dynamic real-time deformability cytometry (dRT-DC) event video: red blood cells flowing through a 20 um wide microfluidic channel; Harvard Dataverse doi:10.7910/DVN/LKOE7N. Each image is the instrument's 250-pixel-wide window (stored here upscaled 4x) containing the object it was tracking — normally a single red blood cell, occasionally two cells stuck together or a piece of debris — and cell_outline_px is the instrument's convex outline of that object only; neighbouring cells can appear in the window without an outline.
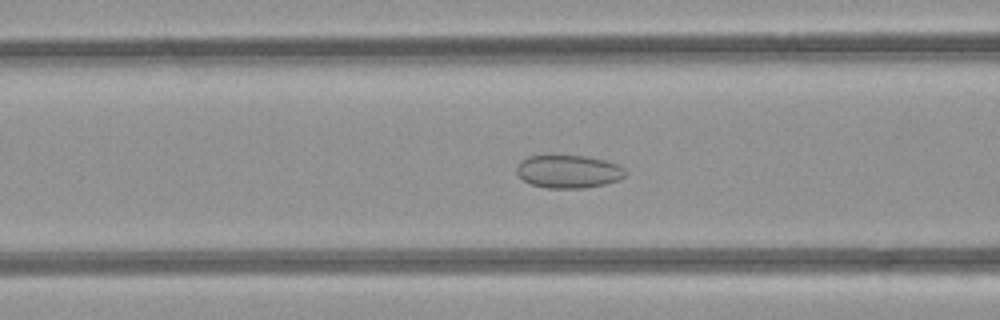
{"species": "common noctule bat (a hibernating species)", "species_latin": "Nyctalus noctula", "temperature_condition": "room temperature", "stored_images_in_passage": 47, "camera_frame_rate_fps": 3000, "um_per_image_px": 0.085, "animal": {"sex": "female", "body_mass_g": 21.9}, "frame": {"image": 1, "passage_image": 16, "time_ms": 5.0, "image_size_px": [1000, 320], "cell_outline_px": [[628, 172], [620, 180], [604, 184], [584, 188], [548, 188], [532, 184], [524, 180], [516, 172], [516, 168], [520, 160], [528, 156], [584, 156], [604, 160], [616, 164], [624, 168]], "centroid_in_image_um": [48.33, 14.58], "position_along_channel_um": 118.3, "area_um2": 20.81}}
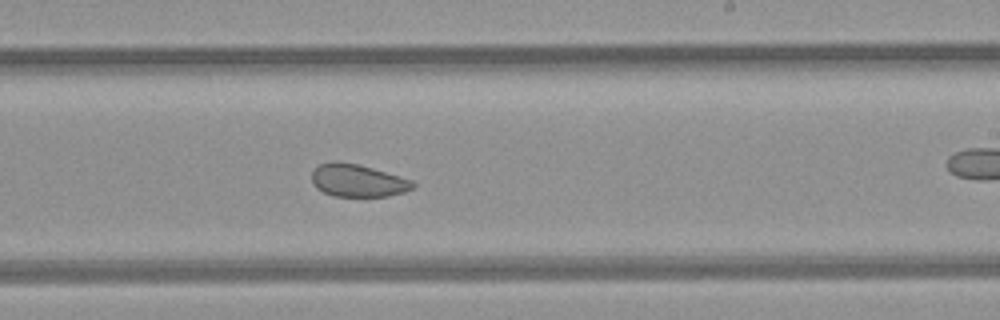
{"frame": {"image": 2, "passage_image": 26, "time_ms": 8.333, "image_size_px": [1000, 320], "cell_outline_px": [[416, 184], [412, 188], [404, 192], [388, 196], [332, 196], [316, 188], [312, 184], [312, 172], [320, 164], [332, 160], [336, 160], [356, 164], [372, 168], [412, 180]], "centroid_in_image_um": [30.37, 15.34], "position_along_channel_um": 258.6, "area_um2": 19.13}}
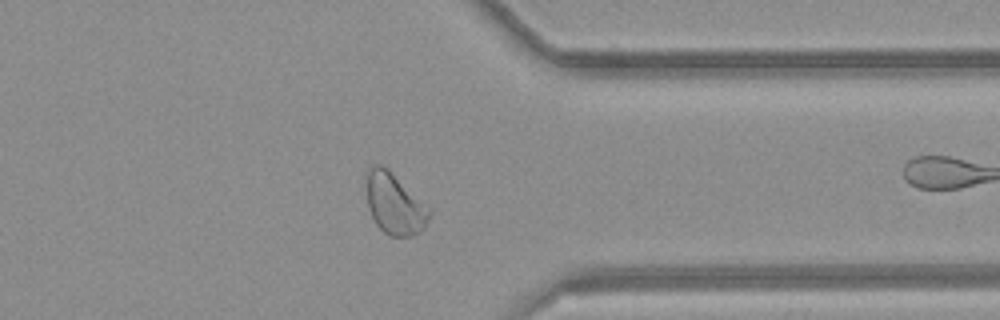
{"frame": {"image": 3, "passage_image": 35, "time_ms": 11.333, "image_size_px": [1000, 320], "cell_outline_px": [[432, 212], [424, 228], [420, 232], [412, 236], [392, 236], [384, 232], [376, 224], [368, 208], [368, 168], [372, 164], [380, 164], [432, 208]], "centroid_in_image_um": [33.58, 17.37], "position_along_channel_um": 377.8, "area_um2": 22.02}, "authors_computed_cell_mechanics": {"area_um2": 23.0044, "velocity_mm_per_s": 4.2061, "shape_relaxation_time_tau1_ms": null, "shape_relaxation_time_tau2_ms": 1.6402, "deformation_change_tau1": null, "deformation_change_tau2": 0.0731}}